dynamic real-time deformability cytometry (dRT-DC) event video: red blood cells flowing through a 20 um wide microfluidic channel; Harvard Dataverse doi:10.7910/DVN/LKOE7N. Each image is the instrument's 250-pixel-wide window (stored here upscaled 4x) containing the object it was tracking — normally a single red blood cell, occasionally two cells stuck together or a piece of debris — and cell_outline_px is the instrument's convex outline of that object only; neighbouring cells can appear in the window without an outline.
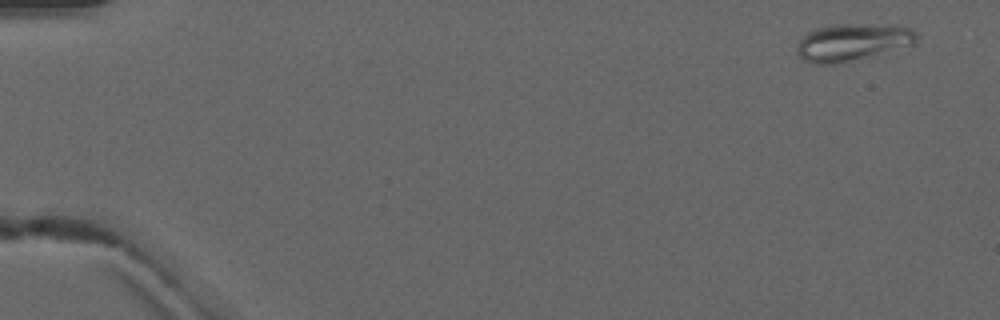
{"species": "common noctule bat (a hibernating species)", "species_latin": "Nyctalus noctula", "temperature_condition": "warm", "stored_images_in_passage": 3, "camera_frame_rate_fps": 3000, "um_per_image_px": 0.085, "animal": {"sex": "male", "forearm_length_mm": 52.5}, "frame": {"image": 1, "passage_image": 1, "time_ms": 0.0, "image_size_px": [1000, 320], "cell_outline_px": [[916, 40], [912, 44], [832, 64], [812, 64], [804, 60], [796, 52], [796, 48], [800, 40], [808, 32], [820, 28], [836, 24], [896, 24], [912, 28], [916, 36]], "centroid_in_image_um": [72.42, 3.55], "position_along_channel_um": 12.6, "area_um2": 25.2}}